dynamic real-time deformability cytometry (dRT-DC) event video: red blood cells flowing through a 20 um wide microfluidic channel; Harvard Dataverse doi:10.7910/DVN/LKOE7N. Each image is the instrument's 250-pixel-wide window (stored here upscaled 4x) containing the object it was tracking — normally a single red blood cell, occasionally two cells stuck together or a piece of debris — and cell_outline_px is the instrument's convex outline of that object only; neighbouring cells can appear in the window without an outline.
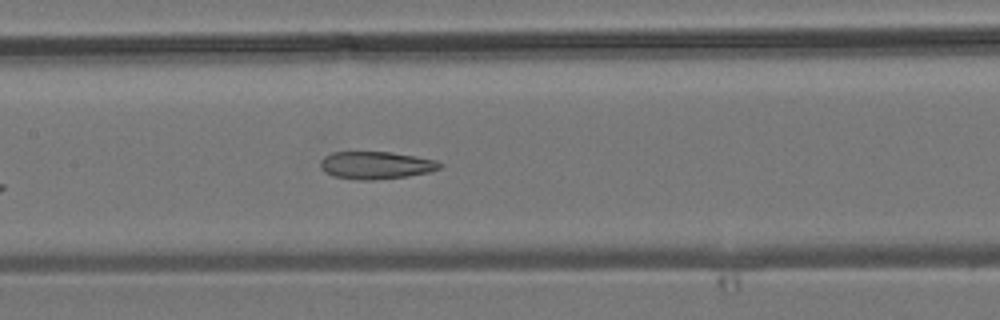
{"species": "common noctule bat (a hibernating species)", "species_latin": "Nyctalus noctula", "temperature_condition": "room temperature", "stored_images_in_passage": 5, "camera_frame_rate_fps": 3000, "um_per_image_px": 0.085, "animal": {"sex": "male", "body_mass_g": 19.2, "forearm_length_mm": 51.8}, "frame": {"image": 1, "passage_image": 5, "time_ms": 5.667, "image_size_px": [1000, 320], "cell_outline_px": [[444, 164], [440, 168], [428, 172], [404, 176], [372, 180], [356, 180], [332, 176], [324, 172], [320, 168], [320, 160], [324, 156], [332, 152], [388, 152], [416, 156], [436, 160]], "centroid_in_image_um": [31.91, 14.04], "position_along_channel_um": 175.5, "area_um2": 19.19}}